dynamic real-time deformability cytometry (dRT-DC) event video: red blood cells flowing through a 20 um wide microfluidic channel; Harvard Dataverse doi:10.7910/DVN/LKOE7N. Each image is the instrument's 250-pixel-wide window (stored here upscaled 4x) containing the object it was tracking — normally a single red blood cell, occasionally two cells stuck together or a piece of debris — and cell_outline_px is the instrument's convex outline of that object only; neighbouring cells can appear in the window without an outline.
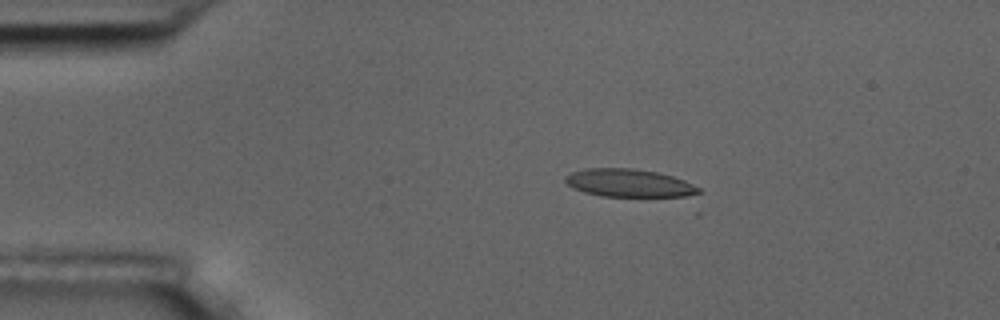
{"species": "common noctule bat (a hibernating species)", "species_latin": "Nyctalus noctula", "temperature_condition": "room temperature", "stored_images_in_passage": 7, "camera_frame_rate_fps": 3000, "um_per_image_px": 0.085, "animal": {"sex": "male", "body_mass_g": 17.5, "forearm_length_mm": 52.3}, "frame": {"image": 1, "passage_image": 3, "time_ms": 3.0, "image_size_px": [1000, 320], "cell_outline_px": [[704, 192], [696, 196], [600, 196], [584, 192], [572, 188], [564, 180], [564, 176], [572, 172], [588, 168], [636, 168], [656, 172], [672, 176], [684, 180], [700, 188]], "centroid_in_image_um": [53.49, 15.56], "position_along_channel_um": 31.5, "area_um2": 21.85}}
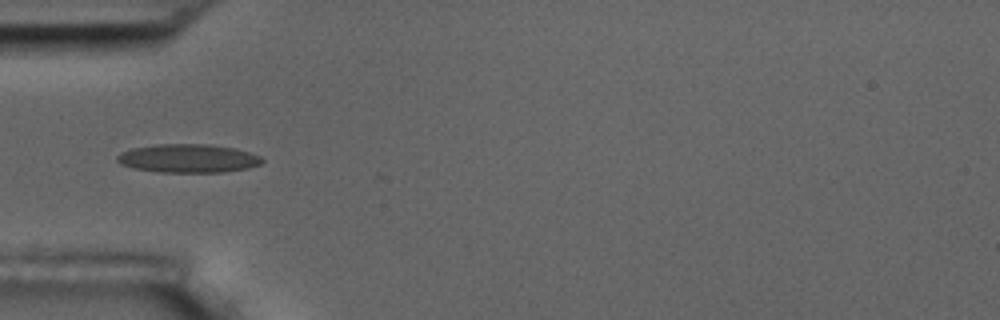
{"frame": {"image": 2, "passage_image": 5, "time_ms": 5.333, "image_size_px": [1000, 320], "cell_outline_px": [[264, 160], [260, 164], [248, 168], [224, 172], [160, 172], [136, 168], [120, 164], [116, 160], [116, 156], [120, 152], [132, 148], [156, 144], [208, 144], [232, 148], [248, 152], [260, 156]], "centroid_in_image_um": [15.97, 13.46], "position_along_channel_um": 69.0, "area_um2": 23.99}}